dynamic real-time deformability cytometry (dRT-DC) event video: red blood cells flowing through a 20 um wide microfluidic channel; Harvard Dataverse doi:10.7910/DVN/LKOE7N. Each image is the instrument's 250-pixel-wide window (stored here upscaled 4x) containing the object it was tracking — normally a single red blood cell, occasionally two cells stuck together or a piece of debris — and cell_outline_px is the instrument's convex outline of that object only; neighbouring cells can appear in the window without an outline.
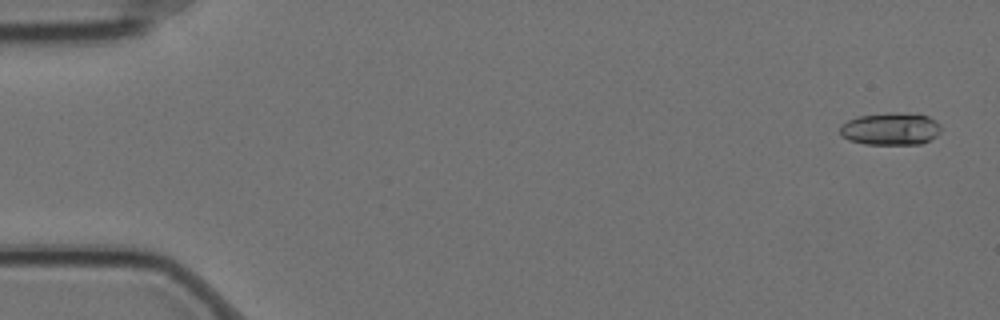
{"species": "Egyptian fruit bat (a non-hibernating species)", "species_latin": "Rousettus aegyptiacus", "temperature_condition": "cold", "stored_images_in_passage": 15, "camera_frame_rate_fps": 3000, "um_per_image_px": 0.085, "animal": {"sex": "female"}, "frame": {"image": 1, "passage_image": 1, "time_ms": 0.0, "image_size_px": [1000, 320], "cell_outline_px": [[940, 132], [936, 136], [920, 144], [864, 144], [848, 140], [840, 136], [840, 124], [856, 116], [892, 112], [896, 112], [928, 116], [936, 120], [940, 124]], "centroid_in_image_um": [75.66, 10.95], "position_along_channel_um": 9.3, "area_um2": 19.25}}
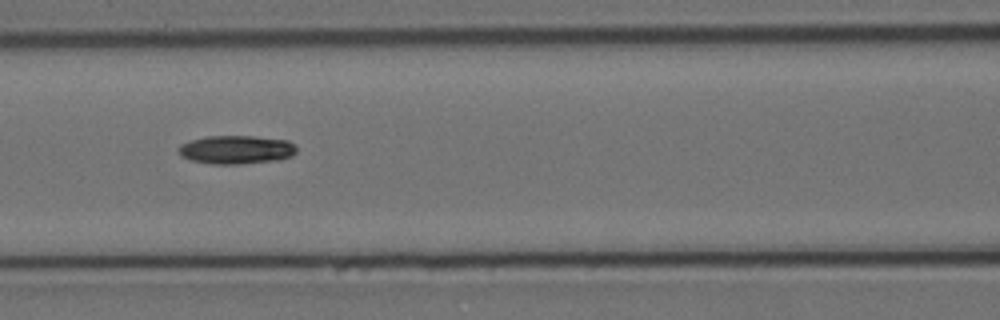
{"frame": {"image": 2, "passage_image": 7, "time_ms": 2.0, "image_size_px": [1000, 320], "cell_outline_px": [[296, 152], [292, 156], [280, 160], [240, 164], [212, 164], [192, 160], [180, 156], [176, 148], [180, 144], [192, 140], [208, 136], [252, 136], [288, 140], [296, 148]], "centroid_in_image_um": [20.07, 12.73], "position_along_channel_um": 146.5, "area_um2": 19.71}}
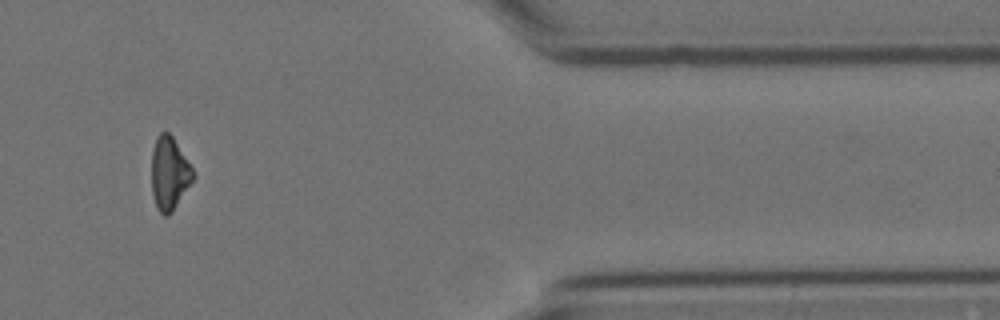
{"frame": {"image": 3, "passage_image": 13, "time_ms": 4.0, "image_size_px": [1000, 320], "cell_outline_px": [[196, 176], [172, 212], [168, 216], [164, 216], [160, 212], [156, 204], [152, 192], [152, 148], [156, 136], [160, 132], [168, 132], [172, 136], [192, 168]], "centroid_in_image_um": [14.39, 14.73], "position_along_channel_um": 397.0, "area_um2": 17.57}}